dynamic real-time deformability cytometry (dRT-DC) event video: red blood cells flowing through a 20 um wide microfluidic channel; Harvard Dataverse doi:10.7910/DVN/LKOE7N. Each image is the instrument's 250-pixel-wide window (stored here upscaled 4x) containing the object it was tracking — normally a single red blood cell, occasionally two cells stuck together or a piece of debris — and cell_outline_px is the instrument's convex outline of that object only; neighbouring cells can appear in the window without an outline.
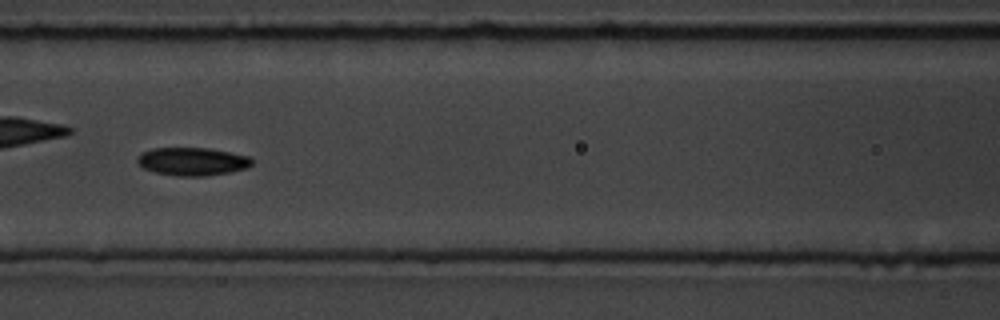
{"species": "common noctule bat (a hibernating species)", "species_latin": "Nyctalus noctula", "temperature_condition": "room temperature", "stored_images_in_passage": 11, "camera_frame_rate_fps": 3000, "um_per_image_px": 0.085, "animal": {"sex": "male", "body_mass_g": 19.5, "forearm_length_mm": 54.6}, "frame": {"image": 1, "passage_image": 7, "time_ms": 6.667, "image_size_px": [1000, 320], "cell_outline_px": [[252, 164], [248, 168], [232, 172], [204, 176], [176, 176], [156, 172], [144, 168], [136, 160], [140, 152], [152, 148], [208, 148], [232, 152], [252, 156]], "centroid_in_image_um": [16.39, 13.72], "position_along_channel_um": 150.2, "area_um2": 18.96}}
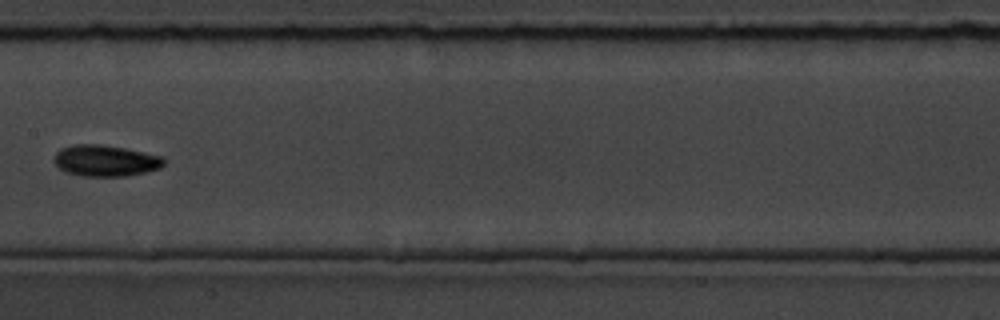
{"frame": {"image": 2, "passage_image": 8, "time_ms": 8.0, "image_size_px": [1000, 320], "cell_outline_px": [[164, 164], [160, 168], [148, 172], [128, 176], [80, 176], [64, 172], [52, 160], [56, 152], [60, 148], [76, 144], [100, 144], [124, 148], [144, 152], [160, 156], [164, 160]], "centroid_in_image_um": [8.93, 13.66], "position_along_channel_um": 198.5, "area_um2": 20.17}}
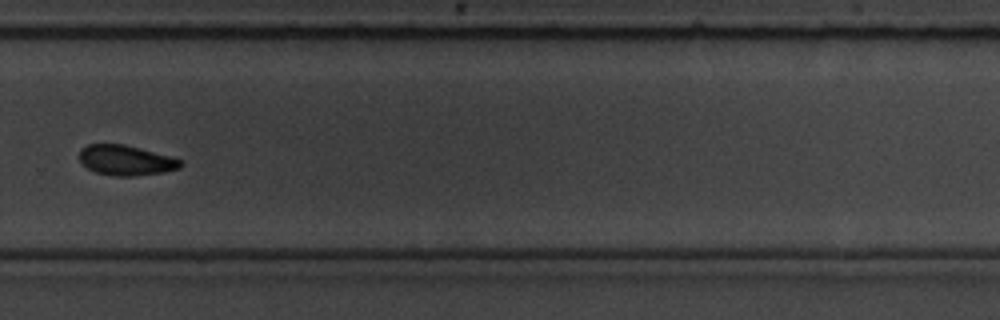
{"frame": {"image": 3, "passage_image": 11, "time_ms": 11.333, "image_size_px": [1000, 320], "cell_outline_px": [[184, 164], [180, 168], [164, 172], [136, 176], [116, 176], [96, 172], [80, 164], [80, 148], [88, 144], [124, 144], [172, 156], [180, 160]], "centroid_in_image_um": [10.71, 13.62], "position_along_channel_um": 319.1, "area_um2": 17.92}}